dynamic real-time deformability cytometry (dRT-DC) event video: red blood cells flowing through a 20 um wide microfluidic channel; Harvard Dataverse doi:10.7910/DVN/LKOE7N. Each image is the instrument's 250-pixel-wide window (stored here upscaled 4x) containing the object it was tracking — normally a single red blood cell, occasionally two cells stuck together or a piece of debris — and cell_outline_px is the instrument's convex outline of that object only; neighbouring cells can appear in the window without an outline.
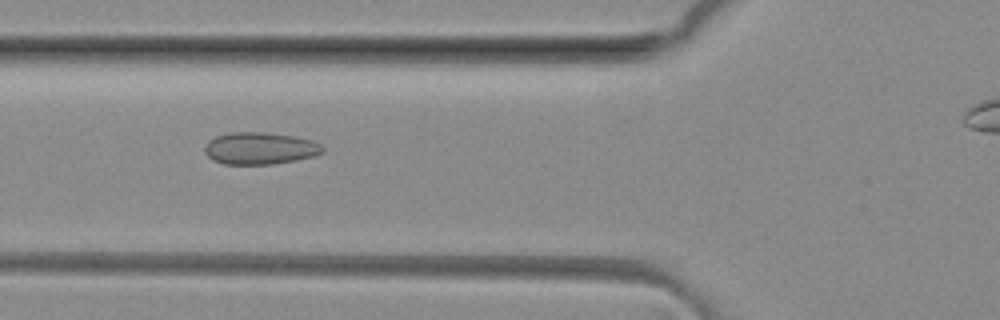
{"species": "common noctule bat (a hibernating species)", "species_latin": "Nyctalus noctula", "temperature_condition": "room temperature", "stored_images_in_passage": 6, "segment_of_instrument_passage": [1, 2], "camera_frame_rate_fps": 3000, "um_per_image_px": 0.085, "animal": {"sex": "female", "body_mass_g": 29.2, "forearm_length_mm": 56.3}, "frame": {"image": 1, "passage_image": 3, "time_ms": 0.667, "image_size_px": [1000, 320], "cell_outline_px": [[324, 152], [316, 156], [296, 160], [272, 164], [224, 164], [212, 160], [204, 152], [204, 148], [208, 140], [216, 136], [232, 132], [264, 132], [296, 136], [312, 140], [320, 144], [324, 148]], "centroid_in_image_um": [22.11, 12.6], "position_along_channel_um": 103.7, "area_um2": 22.25}}
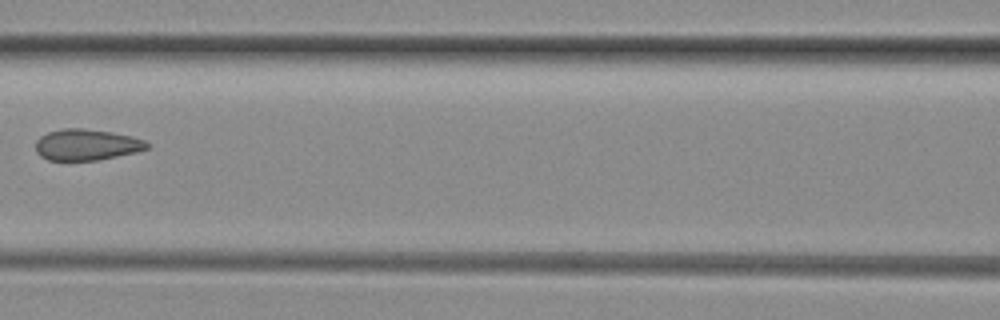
{"frame": {"image": 2, "passage_image": 4, "time_ms": 1.0, "image_size_px": [1000, 320], "cell_outline_px": [[152, 144], [148, 148], [136, 152], [96, 160], [48, 160], [40, 156], [36, 152], [36, 140], [40, 136], [48, 132], [64, 128], [84, 128], [112, 132], [132, 136], [144, 140]], "centroid_in_image_um": [7.36, 12.29], "position_along_channel_um": 159.2, "area_um2": 20.29}}
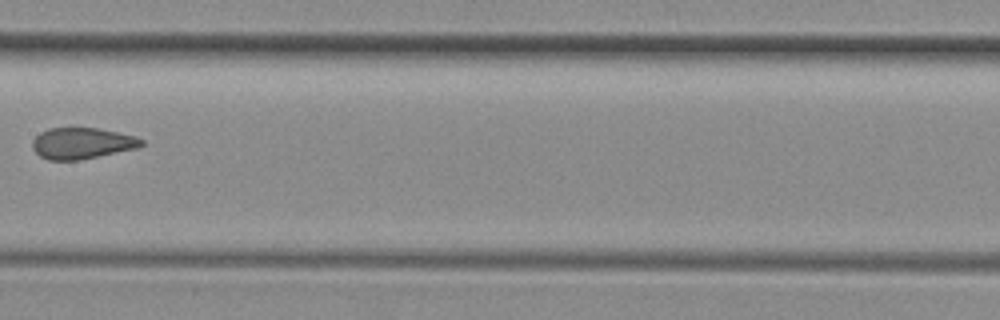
{"frame": {"image": 3, "passage_image": 5, "time_ms": 1.333, "image_size_px": [1000, 320], "cell_outline_px": [[144, 144], [136, 148], [76, 160], [48, 160], [40, 156], [32, 148], [32, 140], [40, 132], [48, 128], [100, 128], [136, 136], [144, 140]], "centroid_in_image_um": [6.95, 12.16], "position_along_channel_um": 200.5, "area_um2": 19.71}}